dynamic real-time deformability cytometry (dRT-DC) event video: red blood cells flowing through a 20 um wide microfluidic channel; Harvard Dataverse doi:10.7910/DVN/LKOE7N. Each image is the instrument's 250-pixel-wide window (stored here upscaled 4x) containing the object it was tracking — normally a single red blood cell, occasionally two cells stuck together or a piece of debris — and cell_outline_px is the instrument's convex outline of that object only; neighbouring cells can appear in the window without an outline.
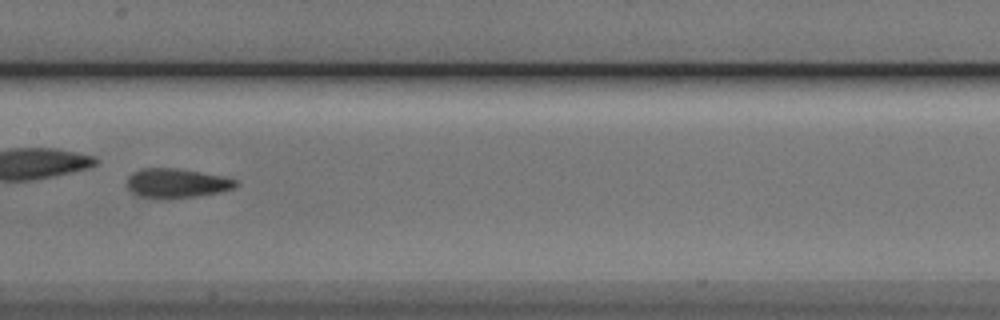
{"species": "Egyptian fruit bat (a non-hibernating species)", "species_latin": "Rousettus aegyptiacus", "temperature_condition": "cold", "stored_images_in_passage": 40, "camera_frame_rate_fps": 3000, "um_per_image_px": 0.085, "animal": {"sex": "male"}, "frame": {"image": 1, "passage_image": 18, "time_ms": 5.667, "image_size_px": [1000, 320], "cell_outline_px": [[236, 184], [232, 188], [220, 192], [200, 196], [164, 200], [144, 196], [132, 192], [128, 188], [128, 176], [132, 172], [140, 168], [176, 168], [224, 176], [236, 180]], "centroid_in_image_um": [15.0, 15.58], "position_along_channel_um": 192.4, "area_um2": 18.67}, "authors_computed_cell_mechanics": {"area_um2": 18.4382, "velocity_mm_per_s": 3.8232, "shape_relaxation_time_tau1_ms": 4.1515, "shape_relaxation_time_tau2_ms": 2.3508, "deformation_change_tau1": 0.1413, "deformation_change_tau2": 0.104}}